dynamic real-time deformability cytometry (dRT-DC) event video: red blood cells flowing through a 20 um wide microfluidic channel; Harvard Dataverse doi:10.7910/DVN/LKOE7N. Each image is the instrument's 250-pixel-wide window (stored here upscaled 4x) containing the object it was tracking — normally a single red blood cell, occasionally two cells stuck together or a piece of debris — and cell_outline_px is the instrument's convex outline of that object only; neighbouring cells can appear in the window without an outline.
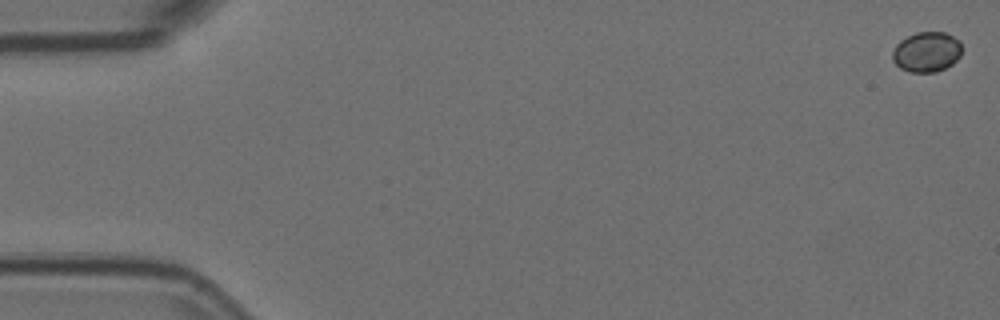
{"species": "Egyptian fruit bat (a non-hibernating species)", "species_latin": "Rousettus aegyptiacus", "temperature_condition": "room temperature", "stored_images_in_passage": 6, "camera_frame_rate_fps": 3000, "um_per_image_px": 0.085, "animal": {"sex": "female"}, "frame": {"image": 1, "passage_image": 1, "time_ms": 0.0, "image_size_px": [1000, 320], "cell_outline_px": [[960, 56], [952, 64], [936, 72], [912, 72], [900, 68], [892, 60], [892, 52], [896, 44], [900, 40], [916, 32], [944, 32], [960, 40]], "centroid_in_image_um": [78.74, 4.41], "position_along_channel_um": 6.3, "area_um2": 16.18}}